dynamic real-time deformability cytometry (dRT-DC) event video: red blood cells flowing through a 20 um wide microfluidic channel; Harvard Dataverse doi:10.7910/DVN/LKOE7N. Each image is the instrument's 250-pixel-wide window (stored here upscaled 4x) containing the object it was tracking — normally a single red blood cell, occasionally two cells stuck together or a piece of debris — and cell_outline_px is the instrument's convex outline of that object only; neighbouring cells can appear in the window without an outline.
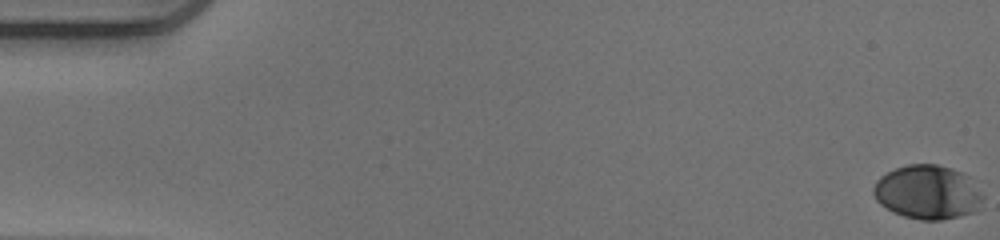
{"species": "human", "species_latin": "Homo sapiens", "temperature_condition": "warm", "stored_images_in_passage": 53, "camera_frame_rate_fps": 3000, "um_per_image_px": 0.085, "donor": {"sex": "male"}, "frame": {"image": 1, "passage_image": 1, "time_ms": 0.0, "image_size_px": [1000, 240], "cell_outline_px": [[984, 196], [980, 208], [972, 212], [960, 216], [940, 220], [920, 220], [904, 216], [892, 212], [880, 204], [876, 200], [872, 192], [872, 188], [876, 180], [880, 176], [896, 168], [908, 164], [936, 164], [960, 172], [968, 176]], "centroid_in_image_um": [78.82, 16.35], "position_along_channel_um": 6.2, "area_um2": 34.51}}
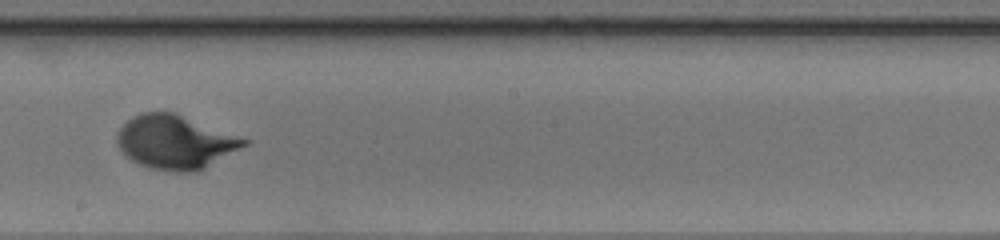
{"frame": {"image": 2, "passage_image": 31, "time_ms": 10.0, "image_size_px": [1000, 240], "cell_outline_px": [[252, 140], [248, 144], [204, 168], [196, 172], [180, 172], [152, 168], [140, 164], [132, 160], [120, 148], [116, 140], [116, 136], [120, 128], [132, 116], [140, 112], [176, 112]], "centroid_in_image_um": [14.93, 12.05], "position_along_channel_um": 233.3, "area_um2": 39.77}}
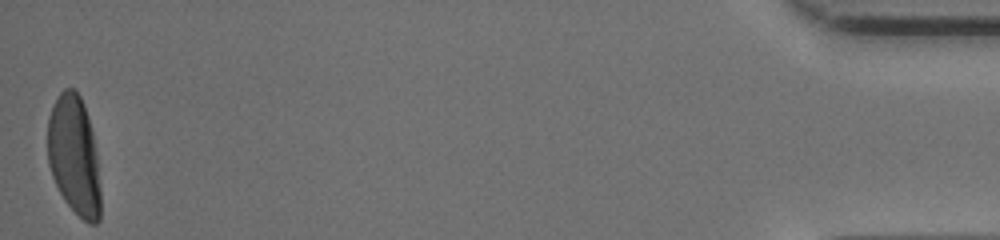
{"frame": {"image": 3, "passage_image": 53, "time_ms": 17.333, "image_size_px": [1000, 240], "cell_outline_px": [[100, 220], [96, 224], [88, 224], [64, 200], [52, 176], [48, 164], [48, 116], [52, 104], [60, 92], [64, 88], [72, 88], [80, 96], [84, 104], [88, 116], [92, 132], [96, 156], [100, 188]], "centroid_in_image_um": [6.29, 13.21], "position_along_channel_um": 428.9, "area_um2": 36.7}}